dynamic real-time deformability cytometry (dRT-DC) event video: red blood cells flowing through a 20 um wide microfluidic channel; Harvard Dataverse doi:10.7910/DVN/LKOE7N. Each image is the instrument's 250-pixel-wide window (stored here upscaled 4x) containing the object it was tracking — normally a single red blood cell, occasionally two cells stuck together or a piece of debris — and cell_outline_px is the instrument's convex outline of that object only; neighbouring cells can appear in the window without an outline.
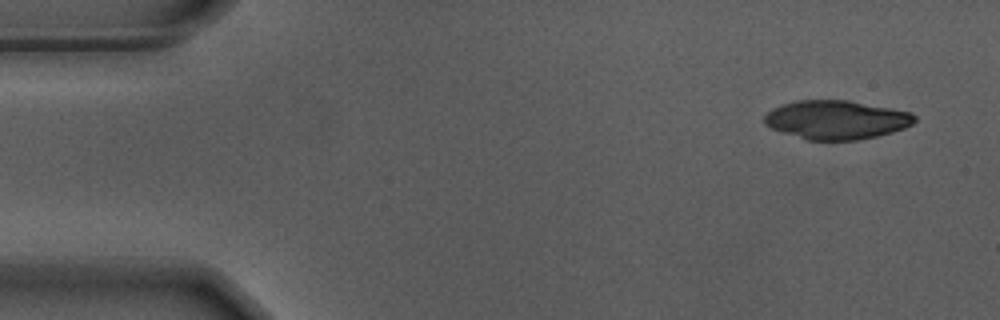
{"species": "Egyptian fruit bat (a non-hibernating species)", "species_latin": "Rousettus aegyptiacus", "temperature_condition": "warm", "stored_images_in_passage": 52, "camera_frame_rate_fps": 3000, "um_per_image_px": 0.085, "animal": {"sex": "male"}, "frame": {"image": 1, "passage_image": 1, "time_ms": 0.0, "image_size_px": [1000, 320], "cell_outline_px": [[916, 120], [912, 124], [904, 128], [892, 132], [876, 136], [856, 140], [808, 140], [772, 128], [764, 124], [764, 116], [772, 108], [796, 100], [848, 100], [892, 108], [912, 112], [916, 116]], "centroid_in_image_um": [71.11, 10.17], "position_along_channel_um": 13.9, "area_um2": 33.87}}
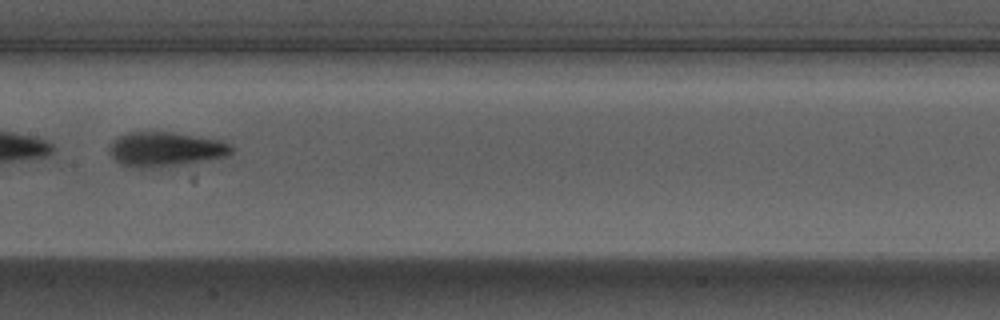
{"frame": {"image": 2, "passage_image": 25, "time_ms": 8.0, "image_size_px": [1000, 320], "cell_outline_px": [[236, 148], [232, 152], [224, 156], [180, 164], [156, 168], [144, 168], [124, 164], [116, 160], [108, 152], [108, 144], [112, 140], [128, 132], [172, 132], [220, 140], [232, 144]], "centroid_in_image_um": [14.04, 12.66], "position_along_channel_um": 193.4, "area_um2": 24.33}}
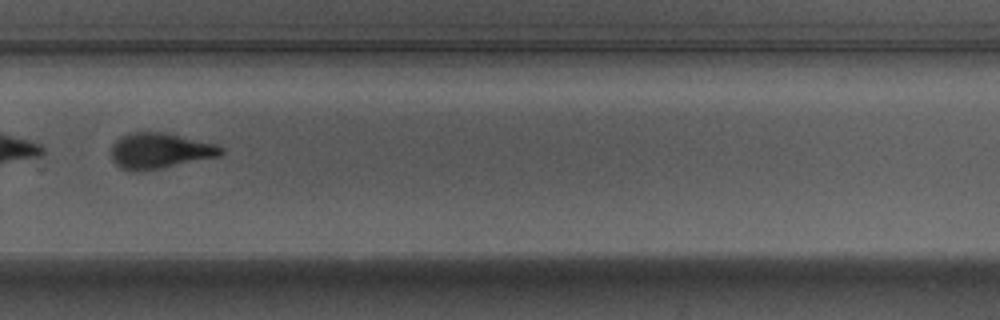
{"frame": {"image": 3, "passage_image": 35, "time_ms": 11.333, "image_size_px": [1000, 320], "cell_outline_px": [[224, 152], [220, 156], [160, 168], [136, 172], [132, 172], [120, 168], [112, 160], [112, 144], [120, 136], [128, 132], [164, 132], [216, 144], [224, 148]], "centroid_in_image_um": [13.56, 12.81], "position_along_channel_um": 316.2, "area_um2": 22.89}, "authors_computed_cell_mechanics": {"area_um2": 24.4783, "velocity_mm_per_s": 3.6976, "shape_relaxation_time_tau1_ms": 3.9462, "shape_relaxation_time_tau2_ms": 2.1406, "deformation_change_tau1": 0.1759, "deformation_change_tau2": 0.0961}}